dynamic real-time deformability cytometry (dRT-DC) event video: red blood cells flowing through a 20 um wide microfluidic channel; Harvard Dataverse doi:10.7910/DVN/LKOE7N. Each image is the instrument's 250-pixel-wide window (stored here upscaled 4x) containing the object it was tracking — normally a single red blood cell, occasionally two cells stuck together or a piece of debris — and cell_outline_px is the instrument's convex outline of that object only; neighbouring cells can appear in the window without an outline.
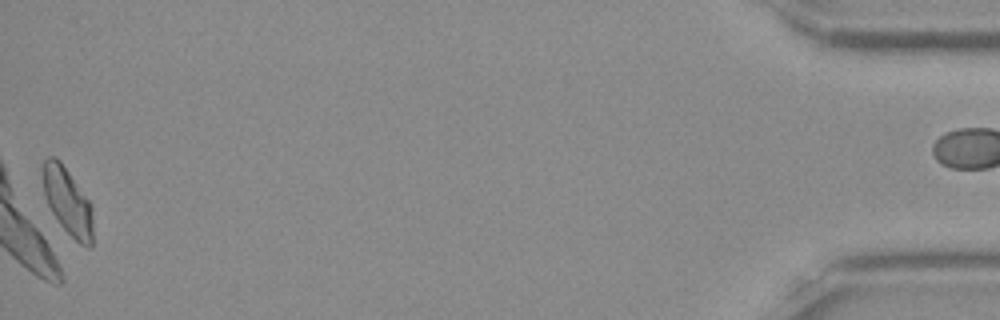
{"species": "Egyptian fruit bat (a non-hibernating species)", "species_latin": "Rousettus aegyptiacus", "temperature_condition": "room temperature", "stored_images_in_passage": 36, "camera_frame_rate_fps": 3000, "um_per_image_px": 0.085, "frame": {"image": 1, "passage_image": 36, "time_ms": 11.667, "image_size_px": [1000, 320], "cell_outline_px": [[92, 248], [88, 248], [80, 244], [60, 224], [52, 212], [44, 196], [44, 160], [48, 156], [56, 156], [60, 160], [88, 200], [92, 208]], "centroid_in_image_um": [5.76, 17.13], "position_along_channel_um": 429.4, "area_um2": 19.13}, "authors_computed_cell_mechanics": {"area_um2": 18.9295, "velocity_mm_per_s": 3.8697, "shape_relaxation_time_tau1_ms": 3.7178, "shape_relaxation_time_tau2_ms": 3.1712, "deformation_change_tau1": 0.1467, "deformation_change_tau2": 0.0844}}